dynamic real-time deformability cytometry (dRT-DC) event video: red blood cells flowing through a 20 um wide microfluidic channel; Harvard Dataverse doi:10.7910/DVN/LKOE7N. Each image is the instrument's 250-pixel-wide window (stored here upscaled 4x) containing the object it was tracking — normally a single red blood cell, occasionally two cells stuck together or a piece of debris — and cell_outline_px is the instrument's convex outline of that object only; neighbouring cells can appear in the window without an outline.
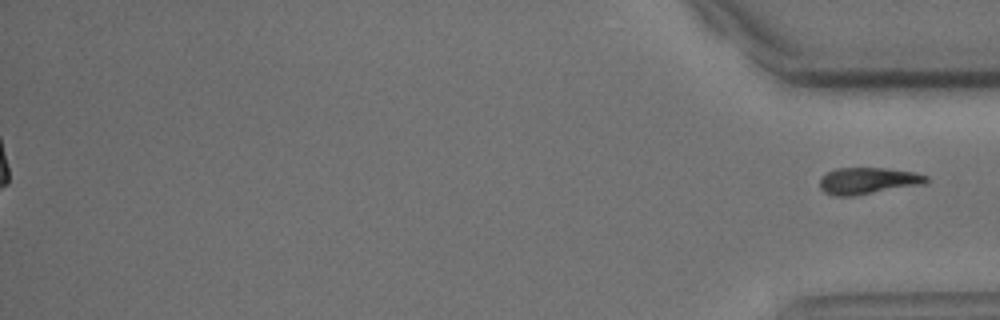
{"species": "common noctule bat (a hibernating species)", "species_latin": "Nyctalus noctula", "temperature_condition": "cold", "stored_images_in_passage": 55, "segment_of_instrument_passage": [2, 2], "camera_frame_rate_fps": 3000, "um_per_image_px": 0.085, "animal": {"sex": "male", "body_mass_g": 15.6}, "frame": {"image": 1, "passage_image": 55, "time_ms": 18.0, "image_size_px": [1000, 320], "cell_outline_px": [[928, 180], [924, 184], [852, 196], [836, 196], [824, 192], [820, 188], [820, 180], [828, 172], [836, 168], [884, 168], [912, 172], [928, 176]], "centroid_in_image_um": [73.76, 15.37], "position_along_channel_um": 361.4, "area_um2": 16.3}}